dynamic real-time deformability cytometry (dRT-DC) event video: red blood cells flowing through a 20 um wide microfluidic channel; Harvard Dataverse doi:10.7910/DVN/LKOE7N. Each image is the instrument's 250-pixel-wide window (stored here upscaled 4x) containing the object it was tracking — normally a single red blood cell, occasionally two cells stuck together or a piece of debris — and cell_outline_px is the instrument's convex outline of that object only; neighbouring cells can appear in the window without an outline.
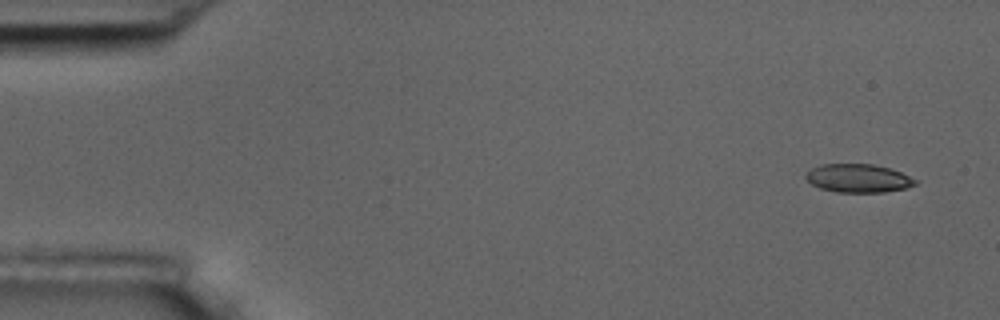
{"species": "common noctule bat (a hibernating species)", "species_latin": "Nyctalus noctula", "temperature_condition": "room temperature", "stored_images_in_passage": 4, "camera_frame_rate_fps": 3000, "um_per_image_px": 0.085, "animal": {"sex": "male", "body_mass_g": 17.5, "forearm_length_mm": 52.3}, "frame": {"image": 1, "passage_image": 1, "time_ms": 0.0, "image_size_px": [1000, 320], "cell_outline_px": [[916, 184], [904, 188], [884, 192], [836, 192], [820, 188], [812, 184], [804, 176], [812, 168], [824, 164], [872, 164], [888, 168], [900, 172], [916, 180]], "centroid_in_image_um": [72.93, 15.15], "position_along_channel_um": 12.1, "area_um2": 17.8}}